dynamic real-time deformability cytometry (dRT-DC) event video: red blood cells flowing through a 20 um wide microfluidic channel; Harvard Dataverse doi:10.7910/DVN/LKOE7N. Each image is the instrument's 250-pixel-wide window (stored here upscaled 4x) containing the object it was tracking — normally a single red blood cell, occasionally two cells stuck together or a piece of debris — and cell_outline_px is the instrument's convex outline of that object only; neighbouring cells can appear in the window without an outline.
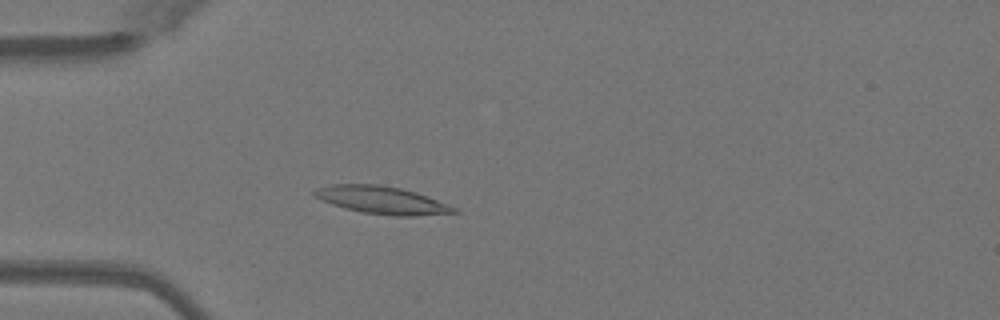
{"species": "Egyptian fruit bat (a non-hibernating species)", "species_latin": "Rousettus aegyptiacus", "temperature_condition": "warm", "stored_images_in_passage": 50, "camera_frame_rate_fps": 3000, "um_per_image_px": 0.085, "animal": {"sex": "female"}, "frame": {"image": 1, "passage_image": 14, "time_ms": 4.333, "image_size_px": [1000, 320], "cell_outline_px": [[460, 212], [416, 216], [396, 216], [360, 212], [344, 208], [320, 200], [312, 192], [316, 188], [332, 184], [376, 184], [400, 188], [416, 192], [428, 196], [456, 208]], "centroid_in_image_um": [32.45, 17.01], "position_along_channel_um": 52.6, "area_um2": 22.43}}
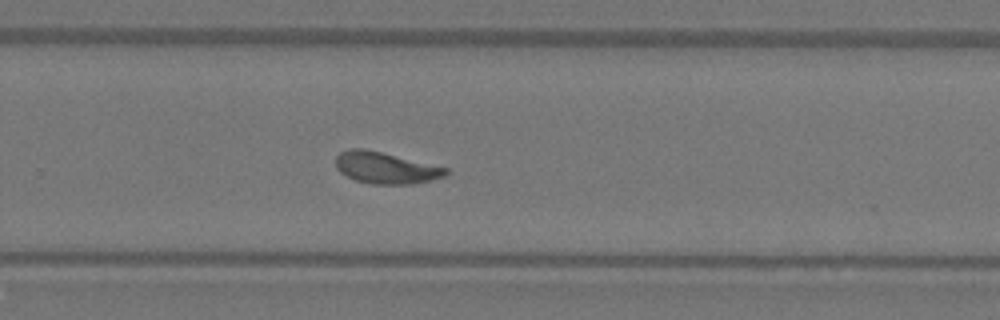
{"frame": {"image": 2, "passage_image": 33, "time_ms": 10.667, "image_size_px": [1000, 320], "cell_outline_px": [[448, 172], [444, 176], [432, 180], [412, 184], [372, 184], [356, 180], [340, 172], [336, 168], [336, 156], [340, 152], [348, 148], [364, 148], [448, 168]], "centroid_in_image_um": [32.76, 14.26], "position_along_channel_um": 297.0, "area_um2": 20.11}}
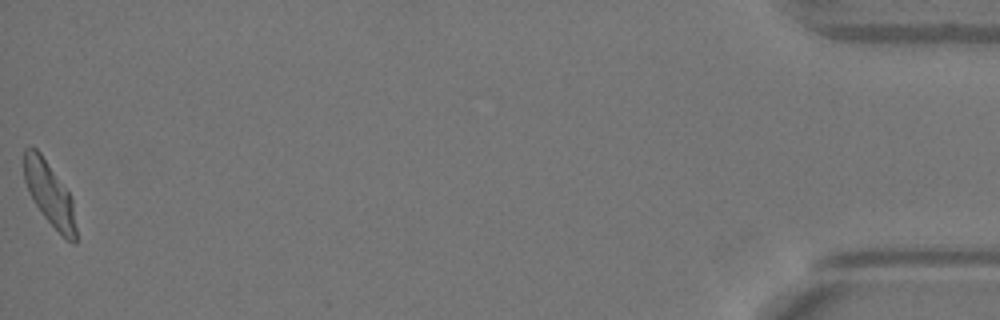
{"frame": {"image": 3, "passage_image": 50, "time_ms": 16.333, "image_size_px": [1000, 320], "cell_outline_px": [[76, 244], [72, 244], [44, 216], [32, 200], [24, 180], [24, 148], [32, 144], [40, 152], [68, 192], [72, 200], [76, 228]], "centroid_in_image_um": [4.18, 16.43], "position_along_channel_um": 431.0, "area_um2": 18.96}, "authors_computed_cell_mechanics": {"area_um2": 20.519, "velocity_mm_per_s": 4.0331, "shape_relaxation_time_tau1_ms": 4.8279, "shape_relaxation_time_tau2_ms": 1.3936, "deformation_change_tau1": 0.1792, "deformation_change_tau2": 0.0777}}